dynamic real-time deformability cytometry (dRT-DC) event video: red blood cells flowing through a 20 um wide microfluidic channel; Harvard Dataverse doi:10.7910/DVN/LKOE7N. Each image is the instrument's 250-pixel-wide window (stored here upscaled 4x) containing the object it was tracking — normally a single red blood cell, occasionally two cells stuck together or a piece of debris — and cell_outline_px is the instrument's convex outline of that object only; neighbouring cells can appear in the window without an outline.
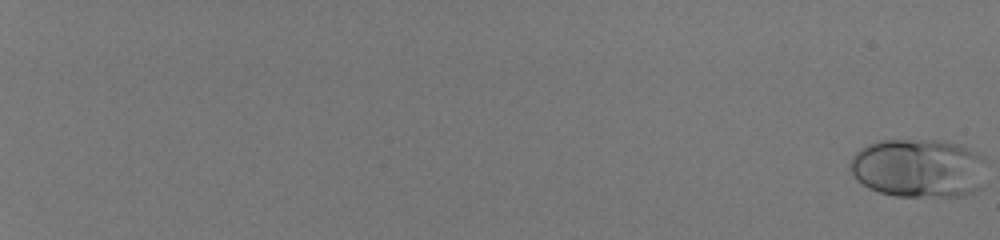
{"species": "human", "species_latin": "Homo sapiens", "temperature_condition": "room temperature", "stored_images_in_passage": 57, "camera_frame_rate_fps": 3000, "um_per_image_px": 0.085, "donor": {"sex": "male"}, "frame": {"image": 1, "passage_image": 1, "time_ms": 0.0, "image_size_px": [1000, 240], "cell_outline_px": [[984, 188], [976, 192], [964, 196], [896, 196], [880, 192], [868, 188], [856, 180], [852, 176], [848, 168], [848, 164], [852, 156], [860, 148], [868, 144], [880, 140], [936, 140], [956, 144], [972, 148], [980, 152], [984, 156]], "centroid_in_image_um": [78.1, 14.3], "position_along_channel_um": 6.9, "area_um2": 47.74}}
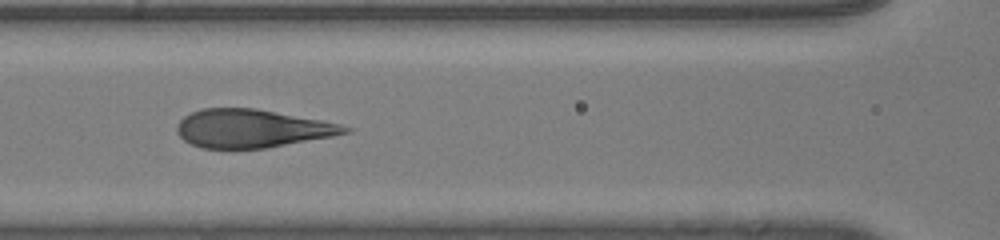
{"frame": {"image": 2, "passage_image": 33, "time_ms": 10.667, "image_size_px": [1000, 240], "cell_outline_px": [[352, 132], [332, 136], [264, 148], [200, 148], [184, 140], [176, 132], [176, 124], [184, 116], [200, 108], [256, 108], [320, 120], [340, 124], [352, 128]], "centroid_in_image_um": [21.38, 10.91], "position_along_channel_um": 145.2, "area_um2": 37.22}}
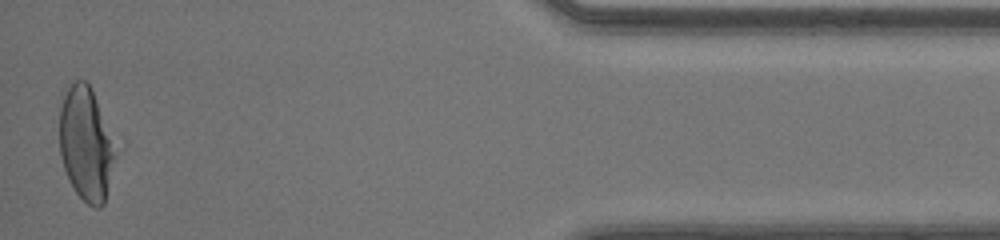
{"frame": {"image": 3, "passage_image": 57, "time_ms": 18.667, "image_size_px": [1000, 240], "cell_outline_px": [[116, 156], [104, 204], [100, 208], [96, 208], [88, 204], [76, 192], [64, 168], [60, 156], [60, 108], [64, 96], [68, 88], [76, 80], [84, 80], [92, 88], [116, 144]], "centroid_in_image_um": [7.33, 12.24], "position_along_channel_um": 427.9, "area_um2": 36.88}}